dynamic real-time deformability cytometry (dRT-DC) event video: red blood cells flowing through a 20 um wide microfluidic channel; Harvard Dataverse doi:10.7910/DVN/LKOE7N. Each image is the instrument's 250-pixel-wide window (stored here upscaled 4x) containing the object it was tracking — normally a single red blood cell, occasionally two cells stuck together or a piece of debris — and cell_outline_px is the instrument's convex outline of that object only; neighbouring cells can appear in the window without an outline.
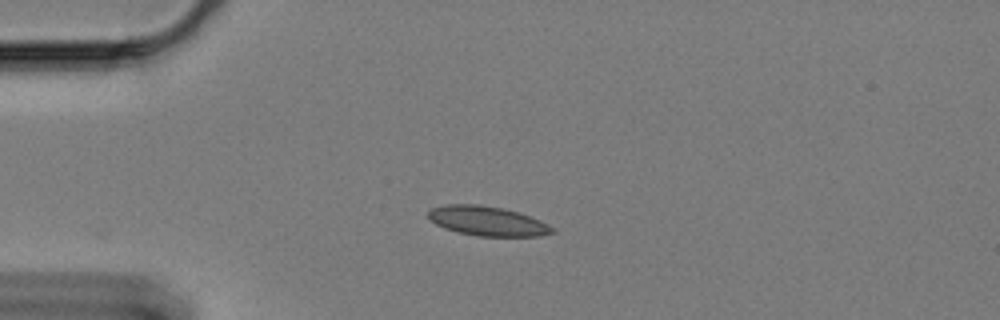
{"species": "Egyptian fruit bat (a non-hibernating species)", "species_latin": "Rousettus aegyptiacus", "temperature_condition": "cold", "stored_images_in_passage": 32, "camera_frame_rate_fps": 3000, "um_per_image_px": 0.085, "animal": {"sex": "female"}, "frame": {"image": 1, "passage_image": 1, "time_ms": 0.0, "image_size_px": [1000, 320], "cell_outline_px": [[556, 232], [540, 236], [476, 236], [456, 232], [444, 228], [428, 220], [428, 212], [432, 208], [444, 204], [480, 204], [504, 208], [540, 220], [556, 228]], "centroid_in_image_um": [41.41, 18.79], "position_along_channel_um": 43.6, "area_um2": 21.56}}
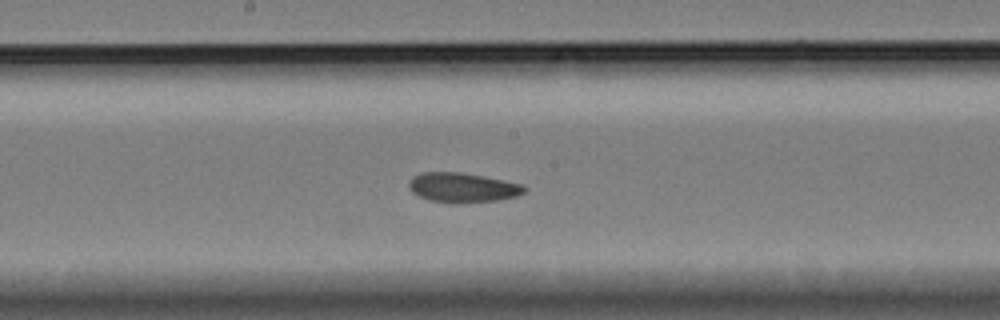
{"frame": {"image": 2, "passage_image": 18, "time_ms": 5.667, "image_size_px": [1000, 320], "cell_outline_px": [[528, 188], [524, 192], [516, 196], [496, 200], [460, 204], [452, 204], [428, 200], [412, 192], [408, 188], [408, 184], [412, 176], [420, 172], [456, 172], [480, 176], [524, 184]], "centroid_in_image_um": [39.29, 15.96], "position_along_channel_um": 208.9, "area_um2": 20.06}}
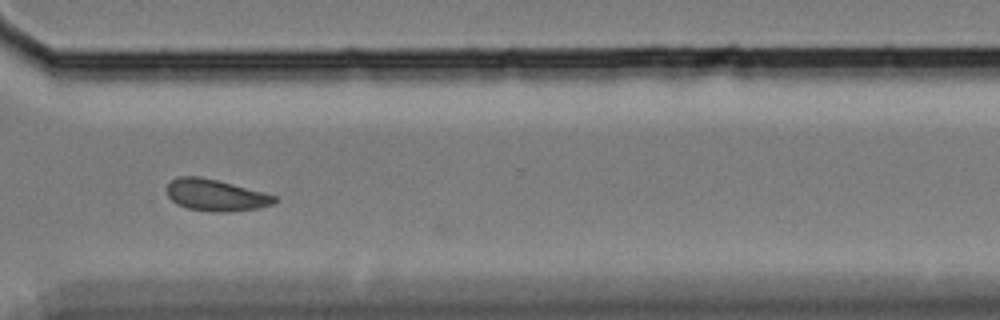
{"frame": {"image": 3, "passage_image": 31, "time_ms": 10.0, "image_size_px": [1000, 320], "cell_outline_px": [[280, 200], [272, 204], [260, 208], [224, 212], [212, 212], [188, 208], [176, 204], [168, 196], [168, 184], [172, 180], [180, 176], [200, 176], [264, 192], [276, 196]], "centroid_in_image_um": [18.36, 16.59], "position_along_channel_um": 352.2, "area_um2": 19.77}}